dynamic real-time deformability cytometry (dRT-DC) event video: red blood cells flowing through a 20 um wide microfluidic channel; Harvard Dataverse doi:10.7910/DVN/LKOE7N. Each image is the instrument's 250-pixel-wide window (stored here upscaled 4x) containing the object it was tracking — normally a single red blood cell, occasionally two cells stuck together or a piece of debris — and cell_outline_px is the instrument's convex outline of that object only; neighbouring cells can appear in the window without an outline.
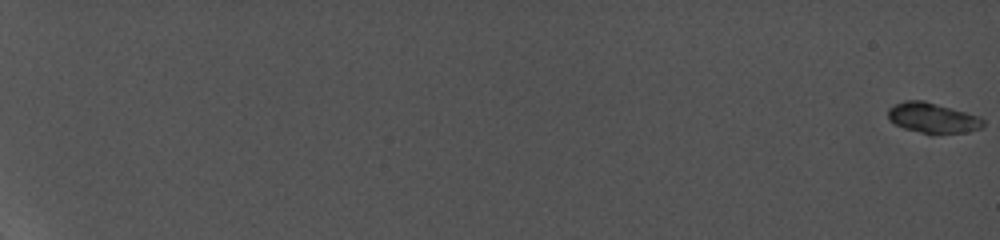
{"species": "common noctule bat (a hibernating species)", "species_latin": "Nyctalus noctula", "temperature_condition": "cold", "stored_images_in_passage": 37, "camera_frame_rate_fps": 5000, "um_per_image_px": 0.085, "animal": {"sex": "female", "body_mass_g": 19.0, "forearm_length_mm": 56.7}, "frame": {"image": 1, "passage_image": 1, "time_ms": 0.0, "image_size_px": [1000, 240], "cell_outline_px": [[984, 124], [980, 128], [964, 132], [936, 136], [904, 128], [888, 120], [888, 108], [904, 100], [924, 100], [980, 116], [984, 120]], "centroid_in_image_um": [79.28, 10.04], "position_along_channel_um": 5.7, "area_um2": 17.05}}
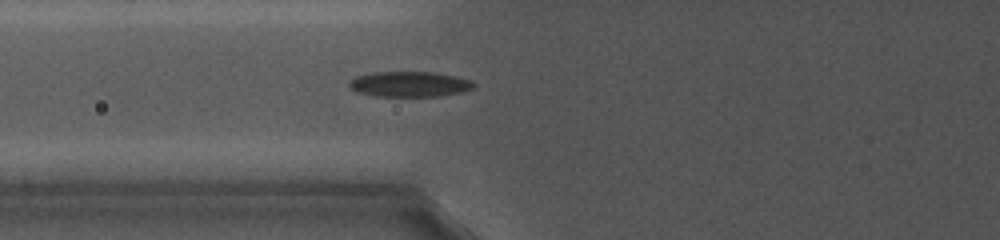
{"frame": {"image": 2, "passage_image": 20, "time_ms": 9.8, "image_size_px": [1000, 240], "cell_outline_px": [[476, 88], [464, 92], [440, 96], [376, 96], [360, 92], [352, 88], [348, 84], [348, 80], [356, 76], [372, 72], [436, 72], [456, 76], [472, 80], [476, 84]], "centroid_in_image_um": [34.88, 7.14], "position_along_channel_um": 90.9, "area_um2": 18.61}}
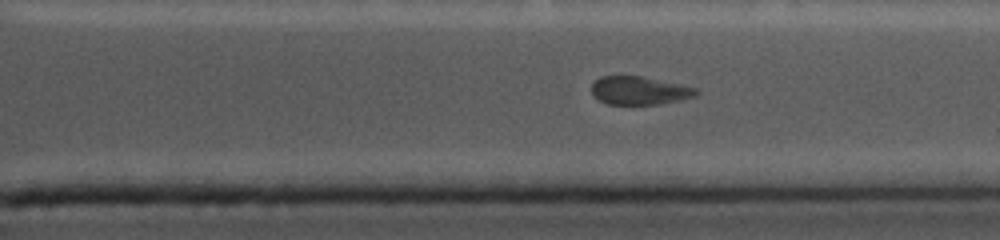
{"frame": {"image": 3, "passage_image": 33, "time_ms": 16.8, "image_size_px": [1000, 240], "cell_outline_px": [[700, 92], [696, 96], [680, 100], [660, 104], [608, 104], [596, 100], [592, 96], [592, 84], [600, 76], [644, 76], [680, 84], [696, 88]], "centroid_in_image_um": [54.34, 7.7], "position_along_channel_um": 357.1, "area_um2": 17.4}}